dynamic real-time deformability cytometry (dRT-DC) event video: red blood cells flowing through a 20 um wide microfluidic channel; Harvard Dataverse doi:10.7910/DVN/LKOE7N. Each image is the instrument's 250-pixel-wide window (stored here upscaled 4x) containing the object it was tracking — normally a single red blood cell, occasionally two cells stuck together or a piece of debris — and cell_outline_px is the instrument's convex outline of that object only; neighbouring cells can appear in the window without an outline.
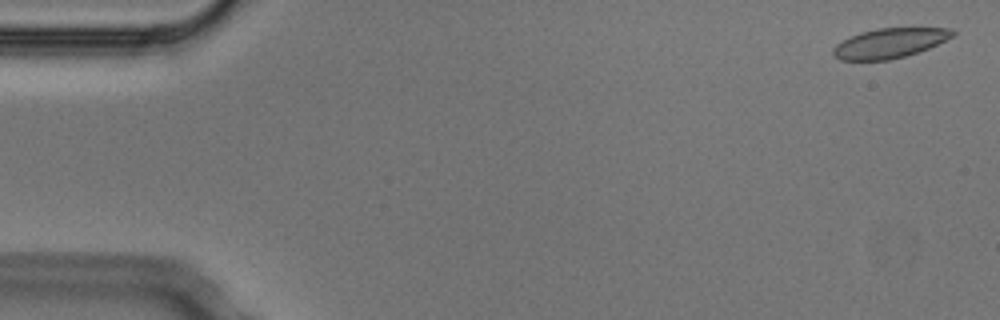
{"species": "Egyptian fruit bat (a non-hibernating species)", "species_latin": "Rousettus aegyptiacus", "temperature_condition": "cold", "stored_images_in_passage": 5, "camera_frame_rate_fps": 3000, "um_per_image_px": 0.085, "animal": {"sex": "male"}, "frame": {"image": 1, "passage_image": 1, "time_ms": 0.0, "image_size_px": [1000, 320], "cell_outline_px": [[956, 32], [952, 36], [928, 48], [904, 56], [888, 60], [840, 60], [832, 56], [832, 48], [836, 44], [860, 32], [876, 28], [952, 28]], "centroid_in_image_um": [75.57, 3.66], "position_along_channel_um": 9.4, "area_um2": 20.52}}
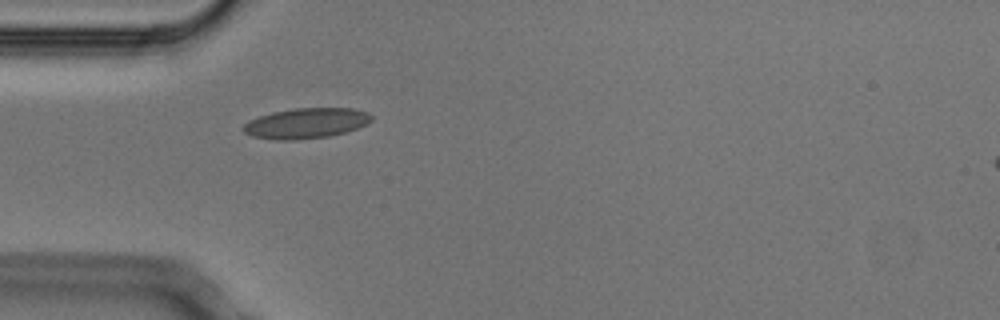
{"frame": {"image": 2, "passage_image": 5, "time_ms": 1.333, "image_size_px": [1000, 320], "cell_outline_px": [[372, 120], [356, 128], [344, 132], [328, 136], [292, 140], [272, 140], [252, 136], [244, 132], [244, 124], [248, 120], [272, 112], [296, 108], [352, 108], [368, 112], [372, 116]], "centroid_in_image_um": [25.99, 10.47], "position_along_channel_um": 59.0, "area_um2": 22.48}}